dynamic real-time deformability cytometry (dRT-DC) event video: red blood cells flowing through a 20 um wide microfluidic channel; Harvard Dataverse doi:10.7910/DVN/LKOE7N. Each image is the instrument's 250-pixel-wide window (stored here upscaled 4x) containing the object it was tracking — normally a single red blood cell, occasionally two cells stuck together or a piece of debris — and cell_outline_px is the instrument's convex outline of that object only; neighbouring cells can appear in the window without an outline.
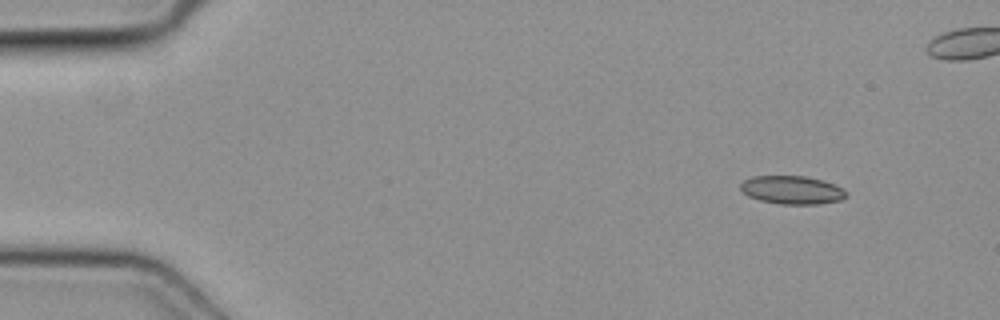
{"species": "common noctule bat (a hibernating species)", "species_latin": "Nyctalus noctula", "temperature_condition": "cold", "stored_images_in_passage": 50, "camera_frame_rate_fps": 3000, "um_per_image_px": 0.085, "animal": {"sex": "female", "body_mass_g": 19.3, "forearm_length_mm": 54.1}, "frame": {"image": 1, "passage_image": 5, "time_ms": 1.333, "image_size_px": [1000, 320], "cell_outline_px": [[848, 196], [840, 200], [816, 204], [780, 204], [760, 200], [748, 196], [740, 188], [740, 184], [744, 180], [752, 176], [804, 176], [820, 180], [844, 188], [848, 192]], "centroid_in_image_um": [67.33, 16.15], "position_along_channel_um": 17.7, "area_um2": 17.34}}
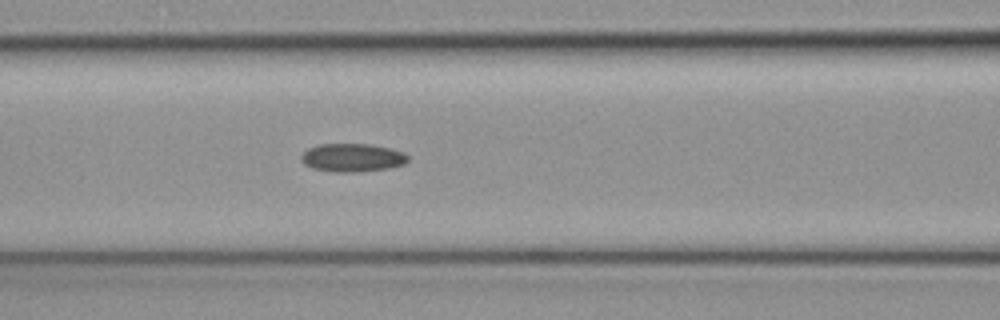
{"frame": {"image": 2, "passage_image": 21, "time_ms": 6.667, "image_size_px": [1000, 320], "cell_outline_px": [[408, 160], [404, 164], [388, 168], [356, 172], [336, 172], [312, 168], [304, 164], [300, 160], [300, 156], [308, 148], [320, 144], [368, 144], [388, 148], [404, 152], [408, 156]], "centroid_in_image_um": [29.92, 13.4], "position_along_channel_um": 136.7, "area_um2": 17.51}}
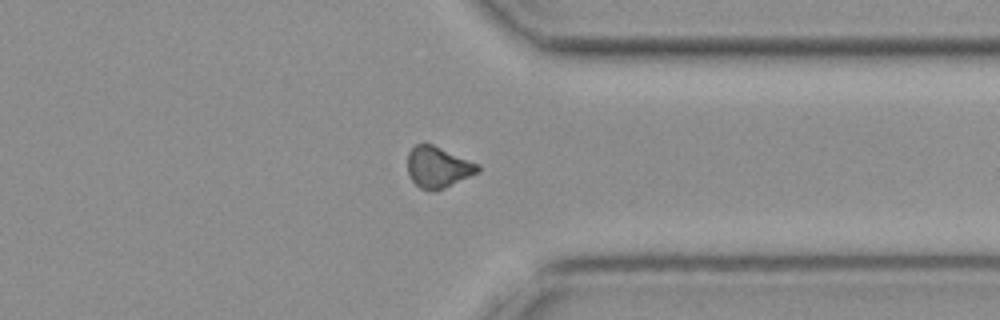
{"frame": {"image": 3, "passage_image": 38, "time_ms": 12.333, "image_size_px": [1000, 320], "cell_outline_px": [[480, 172], [436, 192], [432, 192], [420, 188], [412, 180], [408, 172], [408, 152], [416, 144], [432, 144], [480, 164]], "centroid_in_image_um": [37.26, 14.23], "position_along_channel_um": 374.1, "area_um2": 16.99}}